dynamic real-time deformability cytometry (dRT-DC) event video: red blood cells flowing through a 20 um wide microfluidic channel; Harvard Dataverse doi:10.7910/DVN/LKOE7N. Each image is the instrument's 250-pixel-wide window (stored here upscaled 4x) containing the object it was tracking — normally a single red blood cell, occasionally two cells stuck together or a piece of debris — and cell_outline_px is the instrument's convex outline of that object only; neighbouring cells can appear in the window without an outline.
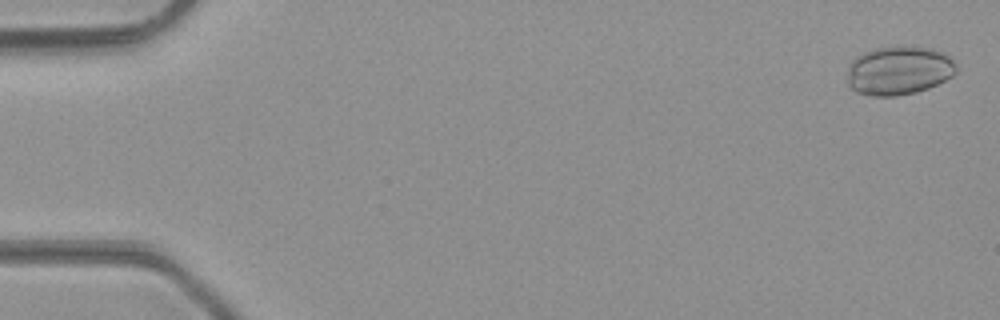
{"species": "common noctule bat (a hibernating species)", "species_latin": "Nyctalus noctula", "temperature_condition": "room temperature", "stored_images_in_passage": 48, "camera_frame_rate_fps": 3000, "um_per_image_px": 0.085, "animal": {"sex": "male", "body_mass_g": 23.1, "forearm_length_mm": 52.7}, "frame": {"image": 1, "passage_image": 1, "time_ms": 0.0, "image_size_px": [1000, 320], "cell_outline_px": [[956, 72], [952, 76], [928, 88], [916, 92], [896, 96], [868, 96], [856, 92], [848, 84], [848, 68], [852, 60], [856, 56], [864, 52], [876, 48], [896, 44], [932, 48], [944, 52], [952, 56], [956, 60]], "centroid_in_image_um": [76.42, 5.96], "position_along_channel_um": 8.6, "area_um2": 31.67}}
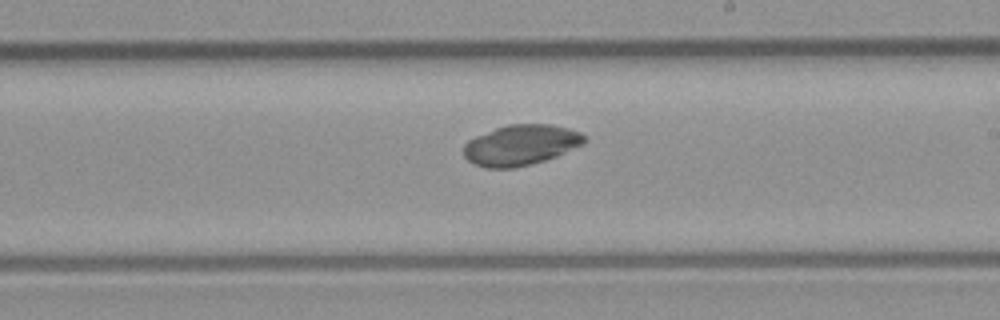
{"frame": {"image": 2, "passage_image": 28, "time_ms": 9.0, "image_size_px": [1000, 320], "cell_outline_px": [[588, 140], [584, 144], [556, 156], [544, 160], [516, 168], [484, 168], [468, 160], [464, 156], [464, 144], [468, 140], [476, 136], [496, 128], [508, 124], [552, 124], [568, 128], [580, 132], [588, 136]], "centroid_in_image_um": [44.3, 12.32], "position_along_channel_um": 244.7, "area_um2": 28.61}}
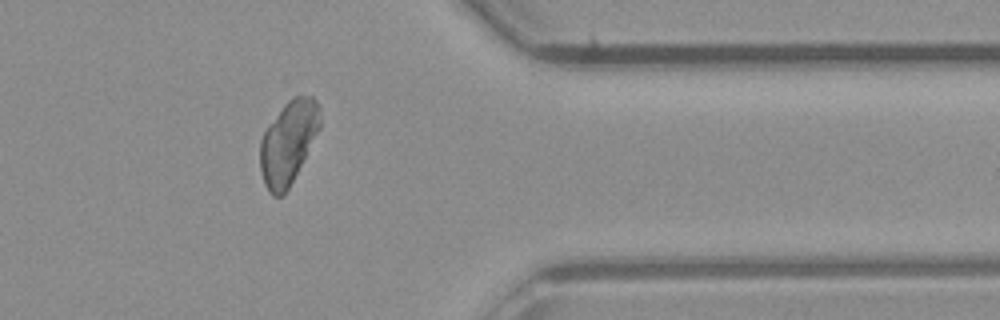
{"frame": {"image": 3, "passage_image": 39, "time_ms": 12.667, "image_size_px": [1000, 320], "cell_outline_px": [[320, 128], [288, 188], [280, 196], [272, 196], [268, 192], [264, 184], [260, 172], [260, 140], [268, 124], [284, 104], [292, 96], [312, 96], [316, 100], [320, 108]], "centroid_in_image_um": [24.48, 12.09], "position_along_channel_um": 386.9, "area_um2": 28.84}}